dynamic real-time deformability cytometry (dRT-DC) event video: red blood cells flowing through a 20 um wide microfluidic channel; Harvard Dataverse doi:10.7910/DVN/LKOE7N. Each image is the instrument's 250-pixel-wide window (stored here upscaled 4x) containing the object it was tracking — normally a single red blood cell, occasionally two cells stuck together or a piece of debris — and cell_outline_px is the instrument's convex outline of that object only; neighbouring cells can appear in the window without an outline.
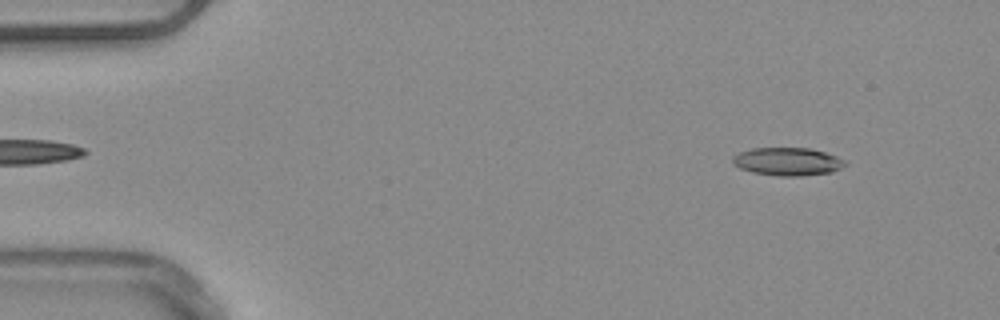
{"species": "common noctule bat (a hibernating species)", "species_latin": "Nyctalus noctula", "temperature_condition": "warm", "stored_images_in_passage": 51, "camera_frame_rate_fps": 3000, "um_per_image_px": 0.085, "animal": {"sex": "male", "body_mass_g": 20.4}, "frame": {"image": 1, "passage_image": 4, "time_ms": 1.0, "image_size_px": [1000, 320], "cell_outline_px": [[848, 164], [832, 172], [800, 176], [780, 176], [752, 172], [740, 168], [732, 160], [732, 156], [740, 152], [752, 148], [808, 148], [824, 152], [836, 156], [844, 160]], "centroid_in_image_um": [66.95, 13.73], "position_along_channel_um": 18.0, "area_um2": 18.21}}
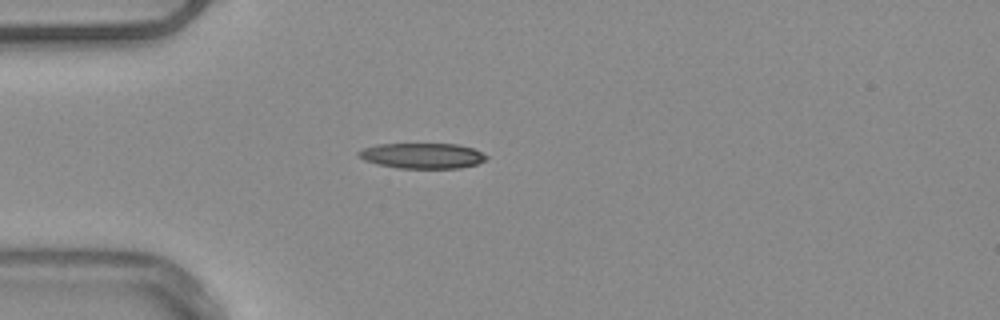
{"frame": {"image": 2, "passage_image": 13, "time_ms": 4.0, "image_size_px": [1000, 320], "cell_outline_px": [[488, 156], [484, 160], [476, 164], [460, 168], [400, 168], [376, 164], [364, 160], [356, 152], [364, 148], [376, 144], [456, 144], [472, 148]], "centroid_in_image_um": [35.87, 13.24], "position_along_channel_um": 49.1, "area_um2": 18.79}}
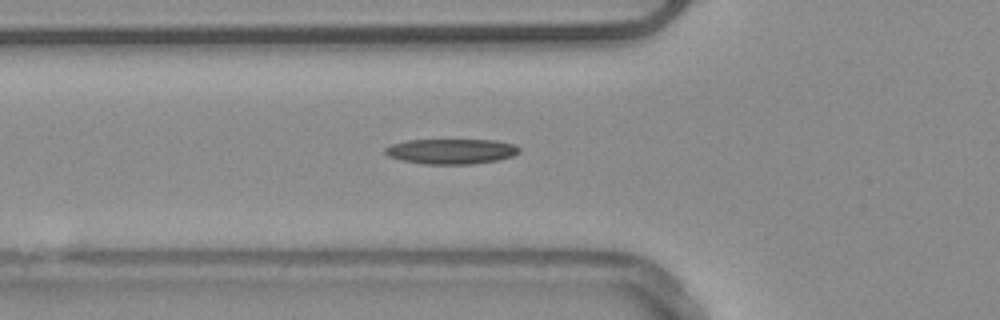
{"frame": {"image": 3, "passage_image": 17, "time_ms": 5.333, "image_size_px": [1000, 320], "cell_outline_px": [[520, 152], [512, 156], [496, 160], [472, 164], [424, 164], [404, 160], [388, 156], [384, 152], [384, 148], [392, 144], [408, 140], [496, 140], [512, 144], [520, 148]], "centroid_in_image_um": [38.35, 12.86], "position_along_channel_um": 87.4, "area_um2": 19.54}, "authors_computed_cell_mechanics": {"area_um2": 18.9006, "velocity_mm_per_s": 3.919, "shape_relaxation_time_tau1_ms": 9.1273, "shape_relaxation_time_tau2_ms": null, "deformation_change_tau1": 0.2252, "deformation_change_tau2": null}}